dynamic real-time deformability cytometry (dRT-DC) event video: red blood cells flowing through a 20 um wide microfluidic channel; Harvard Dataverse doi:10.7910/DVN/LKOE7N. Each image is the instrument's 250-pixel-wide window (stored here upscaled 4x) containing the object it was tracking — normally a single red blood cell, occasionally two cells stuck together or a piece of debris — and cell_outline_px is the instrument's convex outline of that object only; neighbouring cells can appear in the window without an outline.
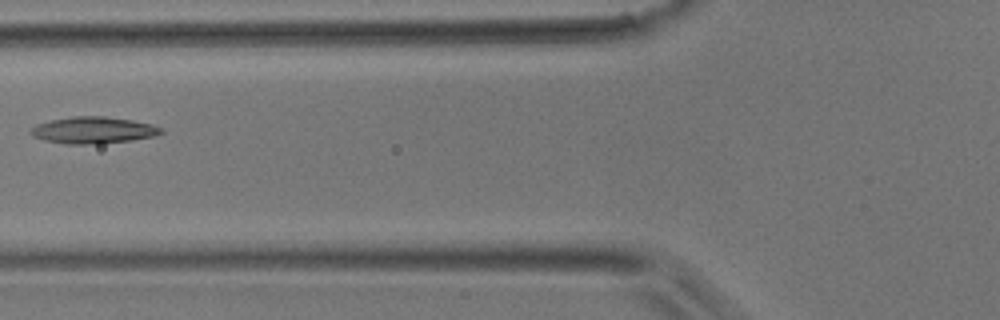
{"species": "common noctule bat (a hibernating species)", "species_latin": "Nyctalus noctula", "temperature_condition": "room temperature", "stored_images_in_passage": 5, "camera_frame_rate_fps": 3000, "um_per_image_px": 0.085, "animal": {"sex": "male", "body_mass_g": 17.9}, "frame": {"image": 1, "passage_image": 5, "time_ms": 1.333, "image_size_px": [1000, 320], "cell_outline_px": [[164, 132], [152, 136], [132, 140], [100, 144], [64, 144], [44, 140], [32, 136], [28, 132], [28, 128], [36, 124], [52, 120], [72, 116], [104, 116], [132, 120], [148, 124], [160, 128]], "centroid_in_image_um": [7.83, 11.07], "position_along_channel_um": 118.0, "area_um2": 20.29}}